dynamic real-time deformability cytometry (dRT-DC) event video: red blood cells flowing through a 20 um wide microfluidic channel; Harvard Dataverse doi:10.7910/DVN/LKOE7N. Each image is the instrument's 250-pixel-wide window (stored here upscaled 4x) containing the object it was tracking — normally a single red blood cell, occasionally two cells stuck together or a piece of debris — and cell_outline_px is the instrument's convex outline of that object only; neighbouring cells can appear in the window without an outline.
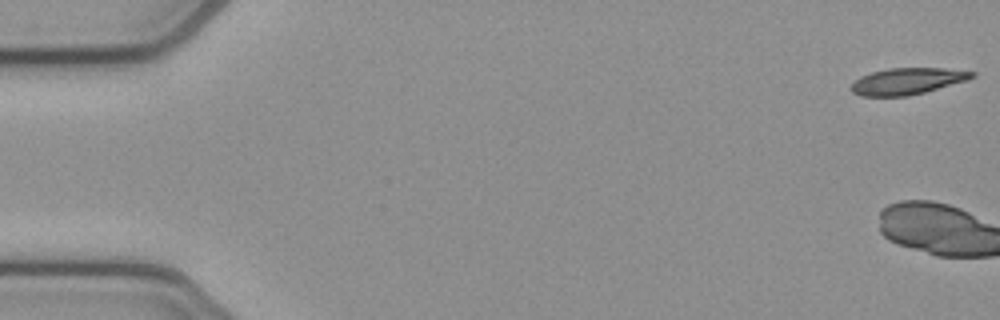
{"species": "common noctule bat (a hibernating species)", "species_latin": "Nyctalus noctula", "temperature_condition": "cold", "stored_images_in_passage": 3, "camera_frame_rate_fps": 3000, "um_per_image_px": 0.085, "animal": {"sex": "female", "body_mass_g": 21.9}, "frame": {"image": 1, "passage_image": 1, "time_ms": 0.0, "image_size_px": [1000, 320], "cell_outline_px": [[976, 76], [968, 80], [924, 92], [908, 96], [860, 96], [852, 92], [848, 88], [860, 76], [872, 72], [888, 68], [944, 68], [976, 72]], "centroid_in_image_um": [77.11, 6.9], "position_along_channel_um": 7.9, "area_um2": 18.73}}